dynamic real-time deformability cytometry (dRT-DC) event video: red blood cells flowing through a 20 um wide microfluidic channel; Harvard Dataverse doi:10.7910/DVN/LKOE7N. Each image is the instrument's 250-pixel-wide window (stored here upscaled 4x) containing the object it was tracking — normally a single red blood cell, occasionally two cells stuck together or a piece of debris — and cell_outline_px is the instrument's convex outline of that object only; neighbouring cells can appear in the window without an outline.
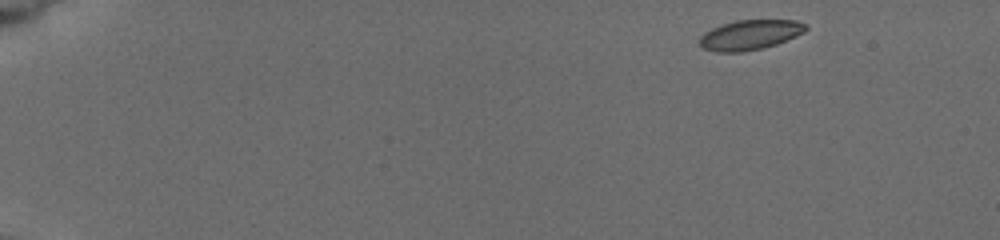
{"species": "common noctule bat (a hibernating species)", "species_latin": "Nyctalus noctula", "temperature_condition": "cold", "stored_images_in_passage": 69, "camera_frame_rate_fps": 3000, "um_per_image_px": 0.085, "animal": {"sex": "female", "body_mass_g": 19.5, "forearm_length_mm": 54.1}, "frame": {"image": 1, "passage_image": 1, "time_ms": 0.0, "image_size_px": [1000, 240], "cell_outline_px": [[808, 28], [804, 32], [796, 36], [776, 44], [760, 48], [740, 52], [716, 52], [704, 48], [700, 44], [700, 36], [704, 32], [712, 28], [736, 20], [796, 20], [808, 24]], "centroid_in_image_um": [63.77, 2.95], "position_along_channel_um": 21.2, "area_um2": 18.38}}
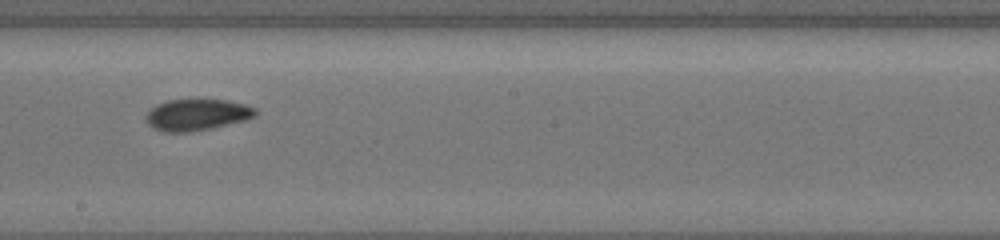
{"frame": {"image": 2, "passage_image": 39, "time_ms": 9.0, "image_size_px": [1000, 240], "cell_outline_px": [[260, 112], [256, 116], [244, 120], [208, 128], [188, 132], [164, 132], [148, 124], [144, 120], [144, 116], [156, 104], [168, 100], [228, 100], [244, 104], [256, 108]], "centroid_in_image_um": [16.74, 9.74], "position_along_channel_um": 231.5, "area_um2": 19.88}}
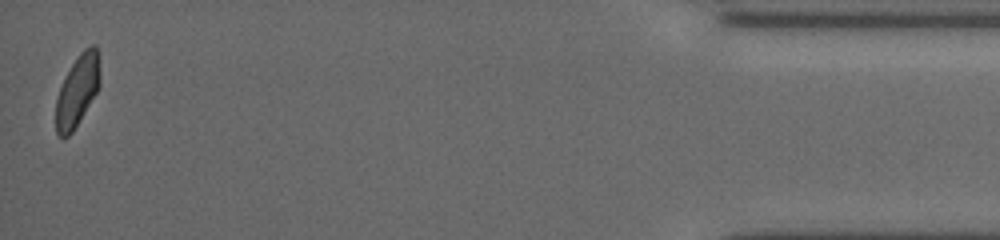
{"frame": {"image": 3, "passage_image": 69, "time_ms": 16.0, "image_size_px": [1000, 240], "cell_outline_px": [[100, 84], [96, 92], [72, 132], [68, 136], [60, 136], [56, 132], [56, 100], [60, 88], [72, 64], [80, 52], [84, 48], [92, 44], [96, 44], [100, 76]], "centroid_in_image_um": [6.58, 7.68], "position_along_channel_um": 428.6, "area_um2": 17.8}, "authors_computed_cell_mechanics": {"area_um2": 19.074, "velocity_mm_per_s": 3.851, "shape_relaxation_time_tau1_ms": 2.8403, "shape_relaxation_time_tau2_ms": 1.719, "deformation_change_tau1": 0.0763, "deformation_change_tau2": 0.0489}}